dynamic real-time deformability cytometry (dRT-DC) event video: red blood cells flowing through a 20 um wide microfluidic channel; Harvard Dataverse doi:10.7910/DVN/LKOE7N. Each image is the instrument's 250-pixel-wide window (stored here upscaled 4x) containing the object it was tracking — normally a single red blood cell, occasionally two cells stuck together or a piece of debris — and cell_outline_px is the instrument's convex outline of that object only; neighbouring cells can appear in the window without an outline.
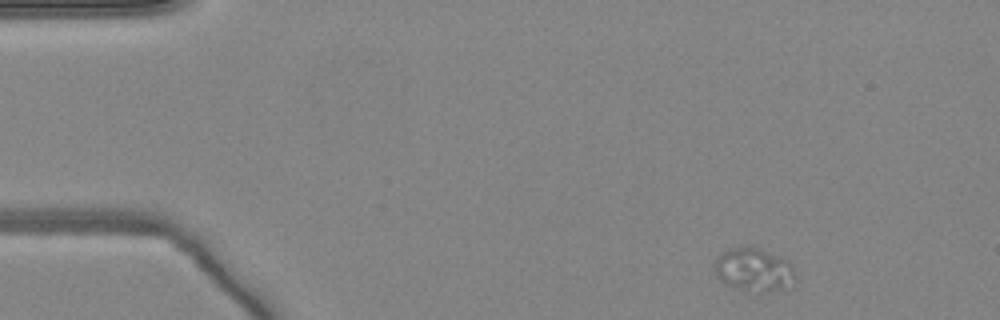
{"species": "common noctule bat (a hibernating species)", "species_latin": "Nyctalus noctula", "temperature_condition": "warm", "stored_images_in_passage": 47, "camera_frame_rate_fps": 3000, "um_per_image_px": 0.085, "animal": {"sex": "female", "body_mass_g": 24.6, "forearm_length_mm": 56.2}, "frame": {"image": 1, "passage_image": 1, "time_ms": 0.0, "image_size_px": [1000, 320], "cell_outline_px": [[792, 276], [780, 288], [768, 292], [764, 292], [740, 288], [724, 284], [716, 276], [712, 268], [716, 256], [728, 248], [748, 244], [752, 244], [792, 264]], "centroid_in_image_um": [63.9, 22.85], "position_along_channel_um": 21.1, "area_um2": 20.0}}
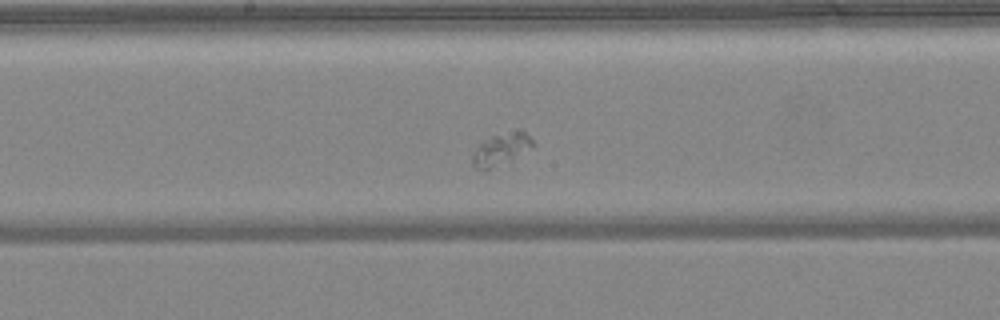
{"frame": {"image": 2, "passage_image": 22, "time_ms": 7.0, "image_size_px": [1000, 320], "cell_outline_px": [[536, 144], [512, 168], [472, 168], [472, 156], [476, 148], [484, 140], [492, 136], [516, 128], [520, 128]], "centroid_in_image_um": [42.71, 12.75], "position_along_channel_um": 205.5, "area_um2": 12.6}}
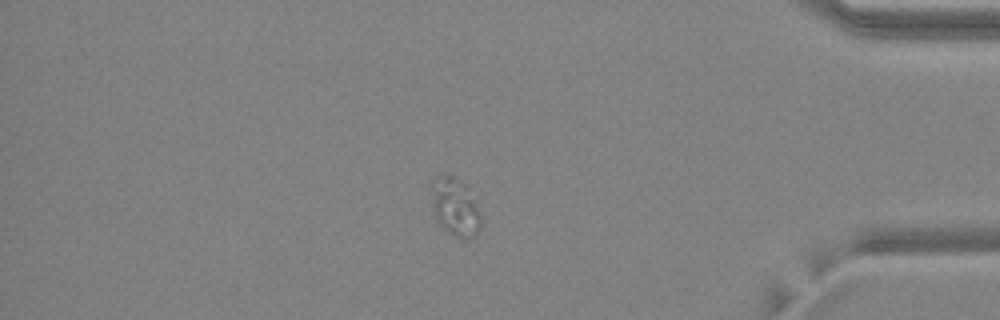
{"frame": {"image": 3, "passage_image": 39, "time_ms": 12.667, "image_size_px": [1000, 320], "cell_outline_px": [[480, 228], [472, 236], [464, 240], [460, 240], [452, 236], [436, 220], [428, 184], [436, 176], [448, 172], [460, 180], [468, 188], [476, 200], [480, 216]], "centroid_in_image_um": [38.64, 17.54], "position_along_channel_um": 396.6, "area_um2": 17.28}}